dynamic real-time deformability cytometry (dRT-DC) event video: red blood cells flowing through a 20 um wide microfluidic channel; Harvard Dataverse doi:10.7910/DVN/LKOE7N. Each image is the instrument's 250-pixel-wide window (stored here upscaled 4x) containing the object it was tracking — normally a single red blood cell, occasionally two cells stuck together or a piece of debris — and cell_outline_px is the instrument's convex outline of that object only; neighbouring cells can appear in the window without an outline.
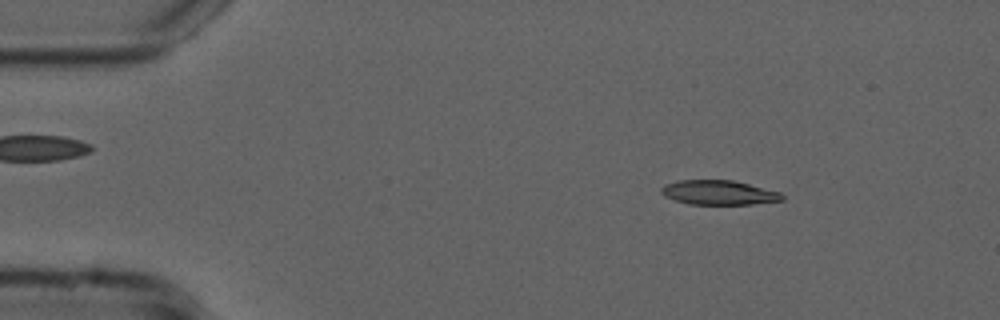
{"species": "common noctule bat (a hibernating species)", "species_latin": "Nyctalus noctula", "temperature_condition": "cold", "stored_images_in_passage": 53, "camera_frame_rate_fps": 3000, "um_per_image_px": 0.085, "animal": {"sex": "male", "forearm_length_mm": 52.5}, "frame": {"image": 1, "passage_image": 7, "time_ms": 2.0, "image_size_px": [1000, 320], "cell_outline_px": [[784, 200], [752, 204], [688, 204], [664, 196], [660, 192], [660, 188], [664, 184], [676, 180], [732, 180], [780, 192], [784, 196]], "centroid_in_image_um": [61.06, 16.36], "position_along_channel_um": 23.9, "area_um2": 17.22}}
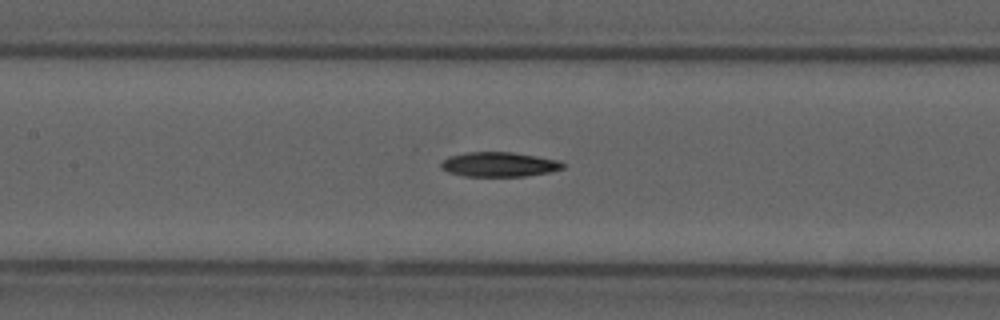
{"frame": {"image": 2, "passage_image": 24, "time_ms": 7.667, "image_size_px": [1000, 320], "cell_outline_px": [[568, 164], [564, 168], [548, 172], [528, 176], [464, 176], [448, 172], [440, 168], [440, 164], [448, 156], [468, 152], [512, 152], [560, 160]], "centroid_in_image_um": [42.45, 13.97], "position_along_channel_um": 164.9, "area_um2": 17.63}}
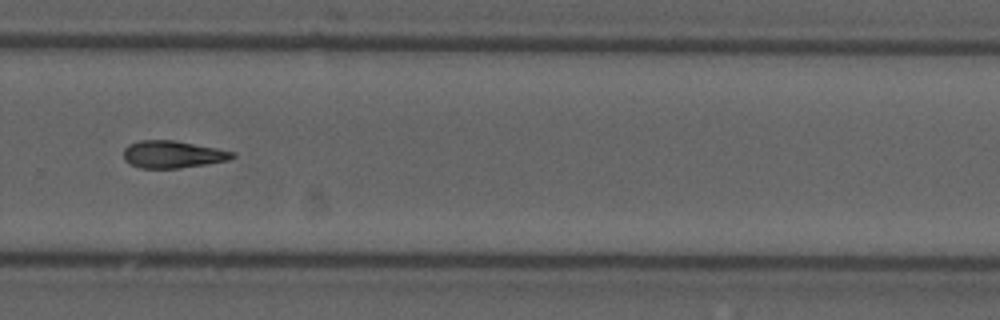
{"frame": {"image": 3, "passage_image": 36, "time_ms": 11.667, "image_size_px": [1000, 320], "cell_outline_px": [[236, 156], [228, 160], [180, 168], [140, 168], [124, 160], [124, 148], [128, 144], [140, 140], [176, 140], [236, 152]], "centroid_in_image_um": [14.67, 13.11], "position_along_channel_um": 315.1, "area_um2": 17.28}}